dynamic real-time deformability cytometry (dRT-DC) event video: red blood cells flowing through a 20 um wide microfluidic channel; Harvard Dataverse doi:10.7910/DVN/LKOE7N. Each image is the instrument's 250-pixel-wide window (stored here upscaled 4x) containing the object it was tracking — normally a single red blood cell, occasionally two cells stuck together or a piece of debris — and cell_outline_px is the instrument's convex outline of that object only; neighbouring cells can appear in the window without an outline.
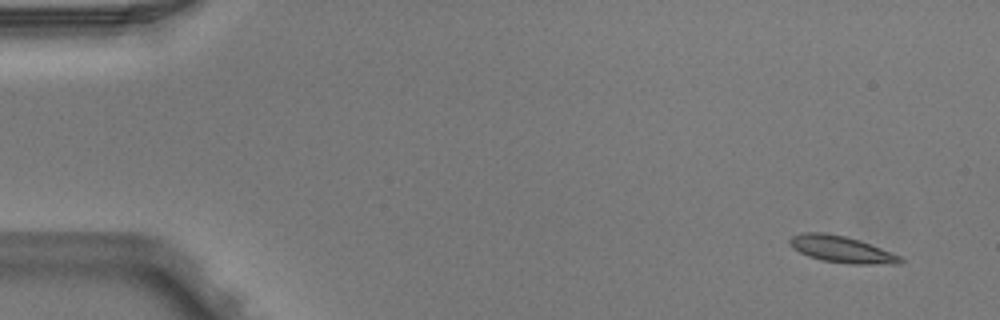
{"species": "Egyptian fruit bat (a non-hibernating species)", "species_latin": "Rousettus aegyptiacus", "temperature_condition": "warm", "stored_images_in_passage": 5, "camera_frame_rate_fps": 3000, "um_per_image_px": 0.085, "animal": {"sex": "male"}, "frame": {"image": 1, "passage_image": 1, "time_ms": 0.0, "image_size_px": [1000, 320], "cell_outline_px": [[904, 260], [900, 264], [852, 264], [820, 260], [808, 256], [792, 248], [788, 244], [788, 240], [792, 236], [804, 232], [824, 232], [844, 236], [860, 240], [892, 252], [900, 256]], "centroid_in_image_um": [71.52, 21.19], "position_along_channel_um": 13.5, "area_um2": 17.28}}
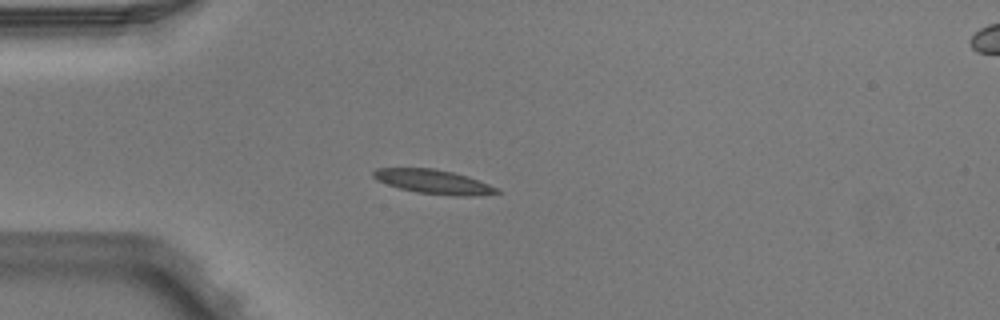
{"frame": {"image": 2, "passage_image": 4, "time_ms": 1.0, "image_size_px": [1000, 320], "cell_outline_px": [[504, 192], [472, 196], [452, 196], [416, 192], [400, 188], [376, 180], [372, 176], [372, 172], [376, 168], [432, 168], [452, 172], [468, 176], [488, 184]], "centroid_in_image_um": [36.84, 15.45], "position_along_channel_um": 48.2, "area_um2": 17.34}}